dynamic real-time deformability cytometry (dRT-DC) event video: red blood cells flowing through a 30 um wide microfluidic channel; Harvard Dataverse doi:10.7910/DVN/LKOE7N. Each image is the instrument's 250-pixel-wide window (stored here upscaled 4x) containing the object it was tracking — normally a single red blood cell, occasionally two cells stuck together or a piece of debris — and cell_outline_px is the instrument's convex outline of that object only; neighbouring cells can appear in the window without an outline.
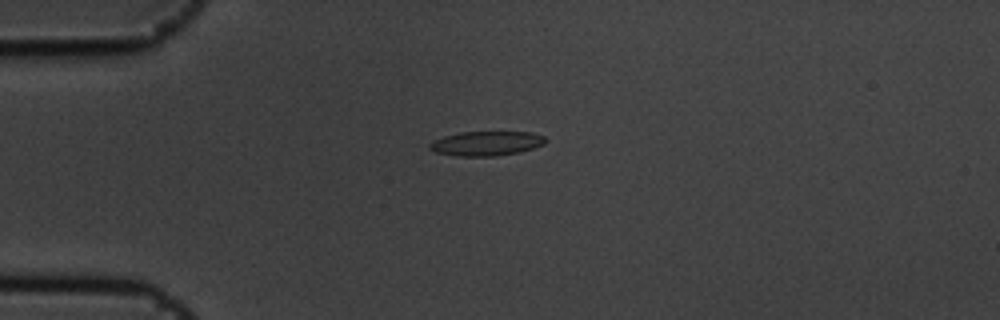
{"species": "common noctule bat (a hibernating species)", "species_latin": "Nyctalus noctula", "temperature_condition": "cold", "stored_images_in_passage": 5, "camera_frame_rate_fps": 3000, "um_per_image_px": 0.085, "animal": {"sex": "male", "body_mass_g": 19.5, "forearm_length_mm": 54.6}, "frame": {"image": 1, "passage_image": 2, "time_ms": 0.333, "image_size_px": [1000, 320], "cell_outline_px": [[548, 140], [544, 144], [520, 152], [496, 156], [456, 156], [436, 152], [428, 148], [428, 144], [432, 140], [444, 136], [460, 132], [532, 132], [544, 136]], "centroid_in_image_um": [41.33, 12.19], "position_along_channel_um": 43.7, "area_um2": 16.65}}
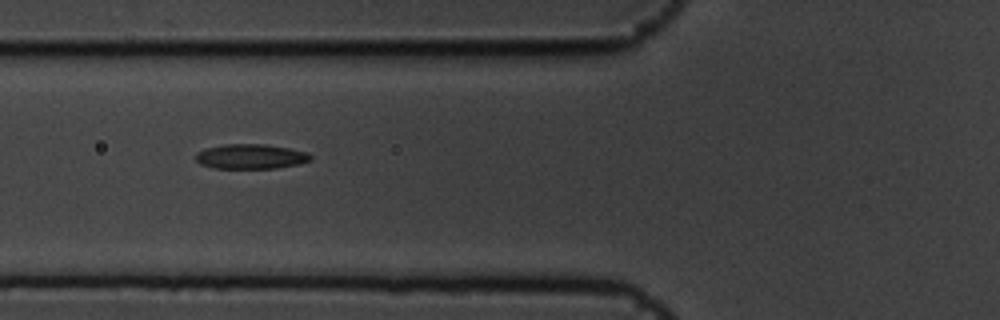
{"frame": {"image": 2, "passage_image": 4, "time_ms": 1.0, "image_size_px": [1000, 320], "cell_outline_px": [[312, 160], [296, 164], [276, 168], [212, 168], [200, 164], [196, 160], [196, 152], [204, 148], [224, 144], [264, 144], [288, 148], [308, 152], [312, 156]], "centroid_in_image_um": [21.28, 13.3], "position_along_channel_um": 104.5, "area_um2": 16.65}}
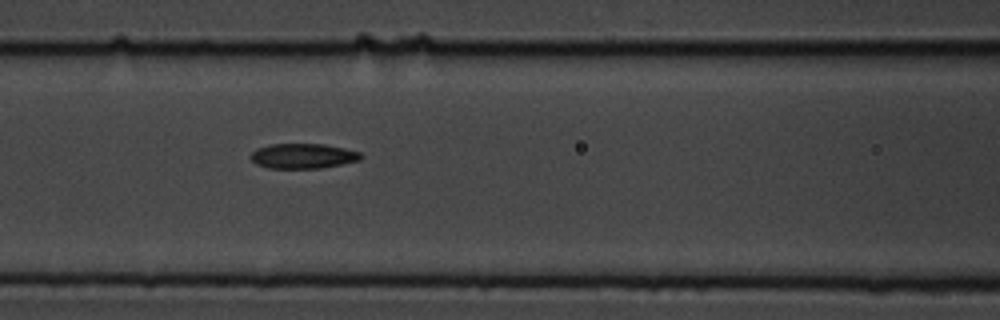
{"frame": {"image": 3, "passage_image": 5, "time_ms": 1.333, "image_size_px": [1000, 320], "cell_outline_px": [[364, 156], [360, 160], [320, 168], [268, 168], [256, 164], [248, 156], [256, 148], [272, 144], [324, 144], [344, 148], [360, 152]], "centroid_in_image_um": [25.73, 13.26], "position_along_channel_um": 140.9, "area_um2": 16.07}}